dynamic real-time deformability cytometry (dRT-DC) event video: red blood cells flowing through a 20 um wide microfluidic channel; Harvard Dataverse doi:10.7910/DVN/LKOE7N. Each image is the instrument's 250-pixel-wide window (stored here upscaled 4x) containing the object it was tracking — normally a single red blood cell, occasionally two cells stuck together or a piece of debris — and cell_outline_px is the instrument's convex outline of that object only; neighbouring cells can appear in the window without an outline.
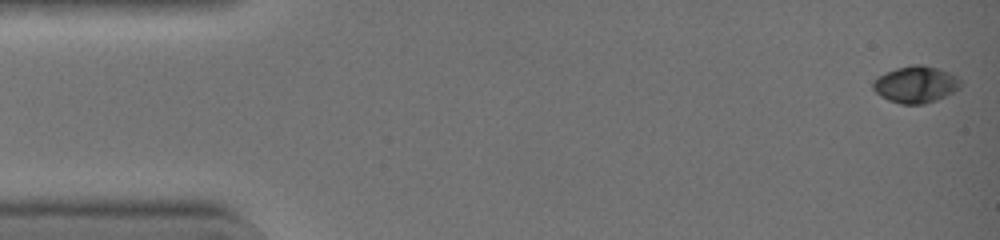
{"species": "common noctule bat (a hibernating species)", "species_latin": "Nyctalus noctula", "temperature_condition": "warm", "stored_images_in_passage": 43, "camera_frame_rate_fps": 3000, "um_per_image_px": 0.085, "animal": {"sex": "female", "body_mass_g": 19.0, "forearm_length_mm": 51.5}, "frame": {"image": 1, "passage_image": 1, "time_ms": 0.0, "image_size_px": [1000, 240], "cell_outline_px": [[960, 88], [936, 100], [924, 104], [900, 104], [888, 100], [880, 96], [872, 88], [872, 84], [880, 76], [896, 68], [912, 64], [920, 64], [936, 68], [948, 72], [956, 76], [960, 80]], "centroid_in_image_um": [77.83, 7.19], "position_along_channel_um": 7.2, "area_um2": 18.5}}
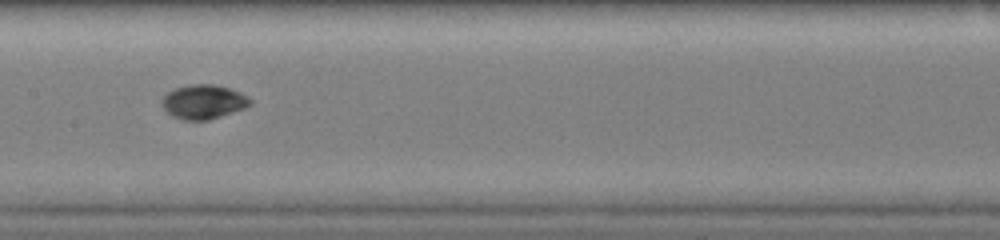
{"frame": {"image": 2, "passage_image": 22, "time_ms": 7.0, "image_size_px": [1000, 240], "cell_outline_px": [[252, 104], [244, 108], [208, 120], [184, 120], [172, 116], [164, 108], [160, 100], [168, 92], [176, 88], [188, 84], [212, 84], [228, 88], [240, 92], [252, 100]], "centroid_in_image_um": [17.28, 8.65], "position_along_channel_um": 190.1, "area_um2": 17.46}}
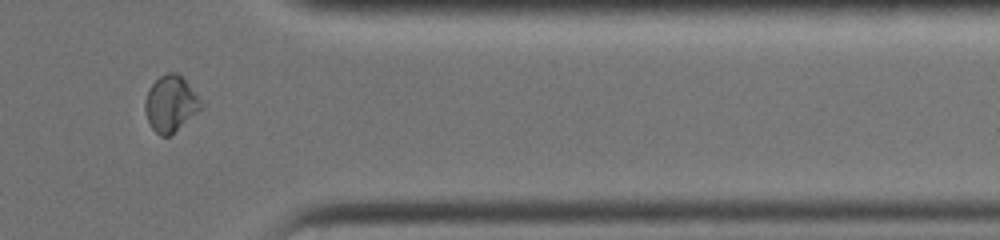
{"frame": {"image": 3, "passage_image": 36, "time_ms": 11.667, "image_size_px": [1000, 240], "cell_outline_px": [[204, 104], [200, 108], [168, 136], [160, 136], [152, 128], [148, 120], [144, 108], [144, 104], [148, 88], [160, 76], [168, 72], [176, 72], [184, 80]], "centroid_in_image_um": [14.46, 8.79], "position_along_channel_um": 396.9, "area_um2": 17.63}, "authors_computed_cell_mechanics": {"area_um2": 17.34, "velocity_mm_per_s": 4.503, "shape_relaxation_time_tau1_ms": 4.5947, "shape_relaxation_time_tau2_ms": 0.9948, "deformation_change_tau1": 0.1761, "deformation_change_tau2": 0.0234}}